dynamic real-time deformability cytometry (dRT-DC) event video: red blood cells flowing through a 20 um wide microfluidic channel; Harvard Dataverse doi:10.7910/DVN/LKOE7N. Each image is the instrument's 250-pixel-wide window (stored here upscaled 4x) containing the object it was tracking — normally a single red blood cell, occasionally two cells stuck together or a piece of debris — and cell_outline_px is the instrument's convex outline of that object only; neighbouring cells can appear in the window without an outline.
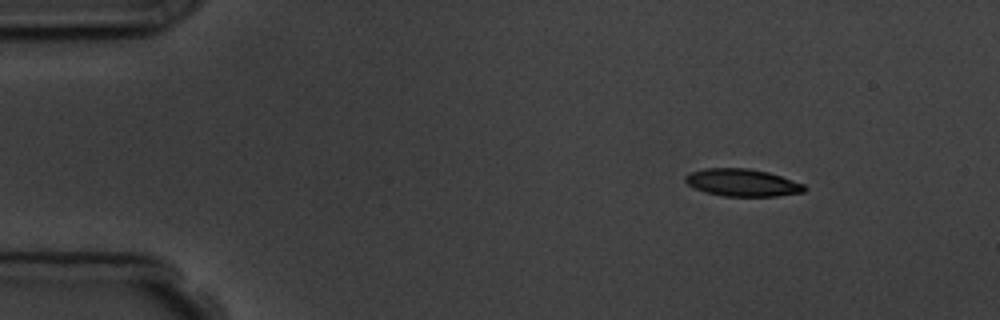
{"species": "common noctule bat (a hibernating species)", "species_latin": "Nyctalus noctula", "temperature_condition": "room temperature", "stored_images_in_passage": 5, "camera_frame_rate_fps": 3000, "um_per_image_px": 0.085, "animal": {"sex": "male", "body_mass_g": 19.5, "forearm_length_mm": 54.6}, "frame": {"image": 1, "passage_image": 1, "time_ms": 0.0, "image_size_px": [1000, 320], "cell_outline_px": [[808, 188], [804, 192], [776, 196], [724, 196], [704, 192], [688, 184], [684, 180], [684, 176], [692, 172], [704, 168], [748, 168], [768, 172], [804, 184]], "centroid_in_image_um": [63.1, 15.52], "position_along_channel_um": 21.9, "area_um2": 18.96}}
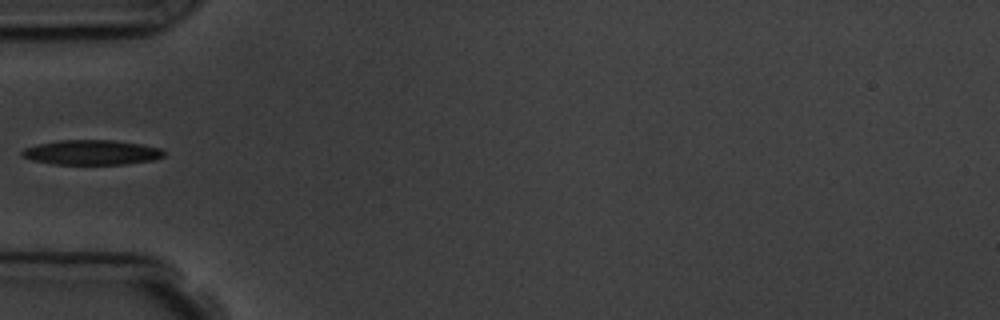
{"frame": {"image": 2, "passage_image": 4, "time_ms": 3.667, "image_size_px": [1000, 320], "cell_outline_px": [[164, 156], [156, 160], [128, 164], [52, 164], [32, 160], [20, 156], [20, 152], [24, 148], [36, 144], [60, 140], [112, 140], [140, 144], [160, 148], [164, 152]], "centroid_in_image_um": [7.76, 12.96], "position_along_channel_um": 77.2, "area_um2": 20.69}}